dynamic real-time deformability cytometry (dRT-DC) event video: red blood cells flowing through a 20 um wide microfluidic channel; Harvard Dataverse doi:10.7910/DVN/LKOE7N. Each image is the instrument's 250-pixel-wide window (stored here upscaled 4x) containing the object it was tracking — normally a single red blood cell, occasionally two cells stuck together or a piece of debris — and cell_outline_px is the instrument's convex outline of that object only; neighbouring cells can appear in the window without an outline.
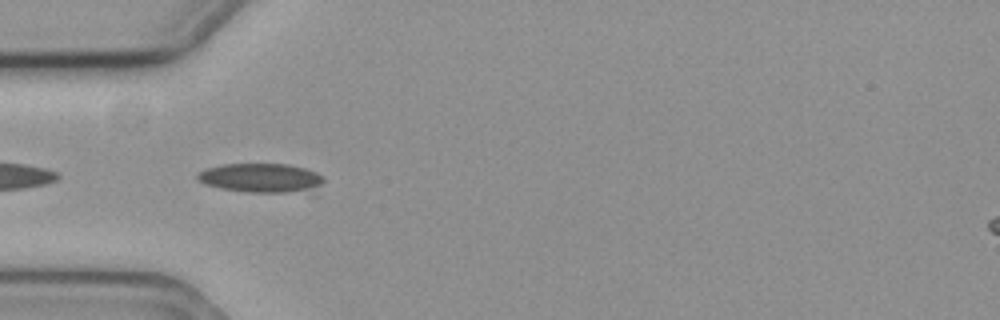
{"species": "common noctule bat (a hibernating species)", "species_latin": "Nyctalus noctula", "temperature_condition": "cold", "stored_images_in_passage": 8, "camera_frame_rate_fps": 3000, "um_per_image_px": 0.085, "animal": {"sex": "female", "body_mass_g": 19.3, "forearm_length_mm": 54.1}, "frame": {"image": 1, "passage_image": 2, "time_ms": 0.333, "image_size_px": [1000, 320], "cell_outline_px": [[324, 180], [320, 196], [316, 196], [244, 192], [220, 188], [204, 184], [196, 180], [196, 172], [220, 164], [288, 164], [304, 168], [316, 172]], "centroid_in_image_um": [22.37, 15.21], "position_along_channel_um": 62.6, "area_um2": 23.18}}
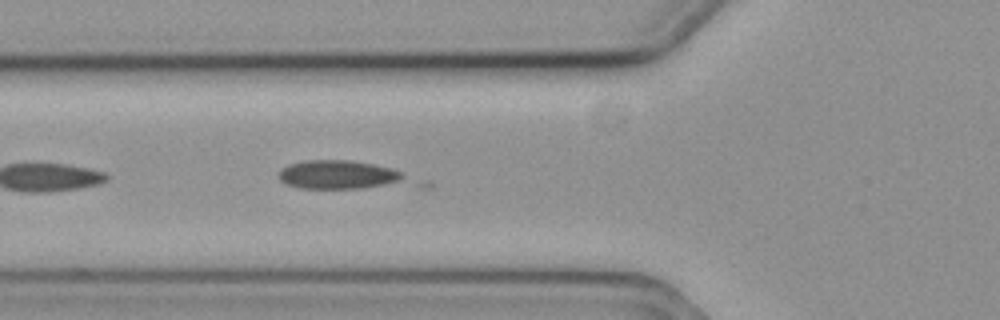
{"frame": {"image": 2, "passage_image": 5, "time_ms": 1.333, "image_size_px": [1000, 320], "cell_outline_px": [[432, 188], [300, 188], [284, 184], [276, 176], [280, 168], [288, 164], [304, 160], [352, 160], [392, 168], [428, 180], [432, 184]], "centroid_in_image_um": [29.48, 14.93], "position_along_channel_um": 96.3, "area_um2": 24.51}}